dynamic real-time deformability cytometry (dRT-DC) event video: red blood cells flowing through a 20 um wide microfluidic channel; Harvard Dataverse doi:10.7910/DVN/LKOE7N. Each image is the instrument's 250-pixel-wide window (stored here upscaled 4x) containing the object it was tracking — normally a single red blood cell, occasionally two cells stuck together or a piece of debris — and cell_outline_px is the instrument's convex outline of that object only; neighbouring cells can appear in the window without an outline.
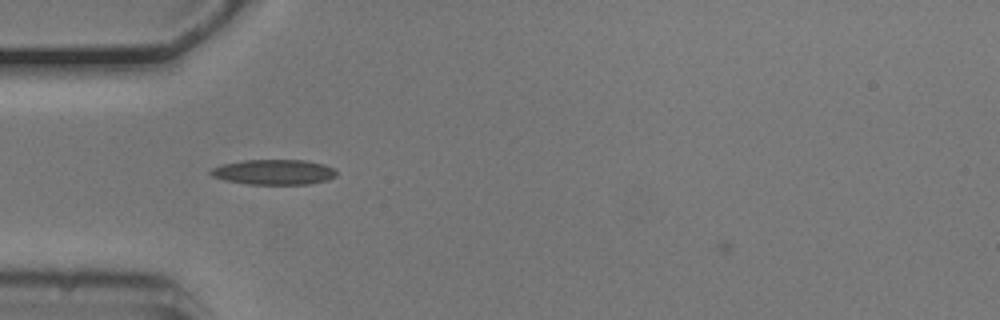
{"species": "common noctule bat (a hibernating species)", "species_latin": "Nyctalus noctula", "temperature_condition": "cold", "stored_images_in_passage": 41, "camera_frame_rate_fps": 3000, "um_per_image_px": 0.085, "animal": {"sex": "male", "body_mass_g": 20.5, "forearm_length_mm": 52.5}, "frame": {"image": 1, "passage_image": 3, "time_ms": 0.667, "image_size_px": [1000, 320], "cell_outline_px": [[336, 176], [328, 180], [308, 184], [248, 184], [224, 180], [212, 176], [208, 172], [212, 168], [220, 164], [244, 160], [304, 160], [324, 164], [336, 168]], "centroid_in_image_um": [23.28, 14.62], "position_along_channel_um": 61.7, "area_um2": 18.61}}
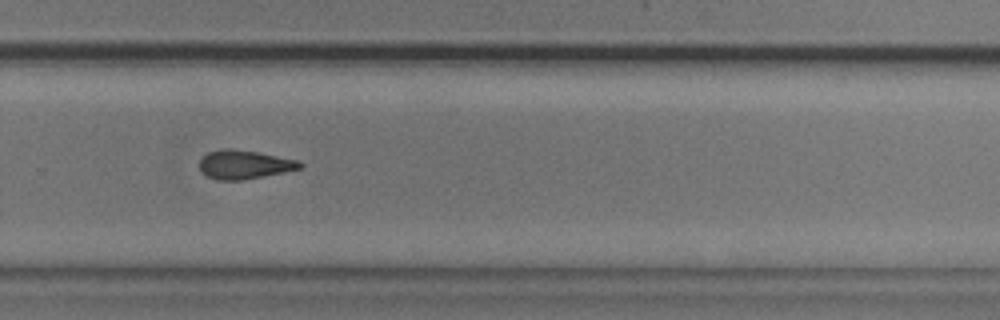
{"frame": {"image": 2, "passage_image": 23, "time_ms": 7.333, "image_size_px": [1000, 320], "cell_outline_px": [[304, 164], [300, 168], [264, 176], [244, 180], [220, 180], [208, 176], [200, 172], [200, 160], [208, 152], [224, 148], [232, 148], [260, 152], [300, 160]], "centroid_in_image_um": [20.78, 13.97], "position_along_channel_um": 309.0, "area_um2": 16.94}}
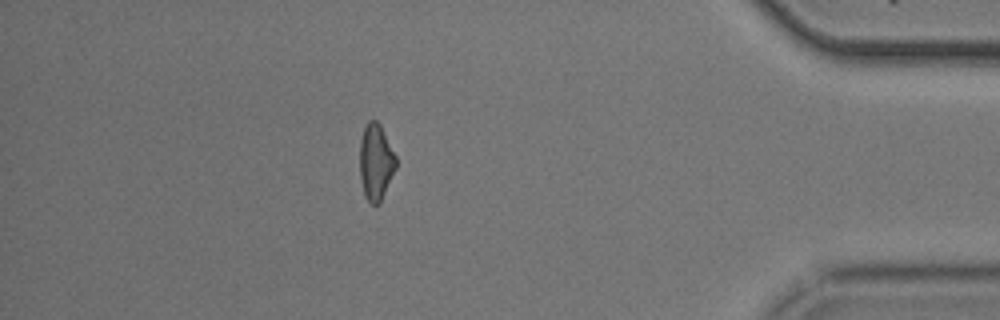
{"frame": {"image": 3, "passage_image": 34, "time_ms": 11.0, "image_size_px": [1000, 320], "cell_outline_px": [[396, 168], [380, 204], [372, 204], [364, 196], [360, 180], [360, 140], [364, 128], [368, 120], [376, 120], [380, 124], [396, 156]], "centroid_in_image_um": [31.94, 13.79], "position_along_channel_um": 403.3, "area_um2": 16.18}}